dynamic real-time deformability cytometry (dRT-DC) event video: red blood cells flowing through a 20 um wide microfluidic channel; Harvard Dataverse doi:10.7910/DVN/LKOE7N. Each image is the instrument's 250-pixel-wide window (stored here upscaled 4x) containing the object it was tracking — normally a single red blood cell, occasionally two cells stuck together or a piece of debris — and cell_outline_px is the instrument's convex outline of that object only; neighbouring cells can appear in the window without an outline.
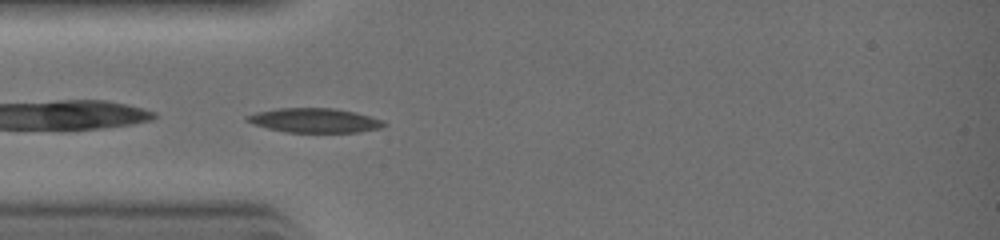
{"species": "common noctule bat (a hibernating species)", "species_latin": "Nyctalus noctula", "temperature_condition": "warm", "stored_images_in_passage": 29, "camera_frame_rate_fps": 3000, "um_per_image_px": 0.085, "animal": {"sex": "female", "body_mass_g": 19.0, "forearm_length_mm": 51.5}, "frame": {"image": 1, "passage_image": 7, "time_ms": 2.0, "image_size_px": [1000, 240], "cell_outline_px": [[388, 124], [384, 128], [356, 132], [284, 132], [252, 124], [244, 120], [244, 116], [256, 112], [276, 108], [336, 108], [356, 112], [384, 120]], "centroid_in_image_um": [26.75, 10.23], "position_along_channel_um": 58.3, "area_um2": 19.77}}
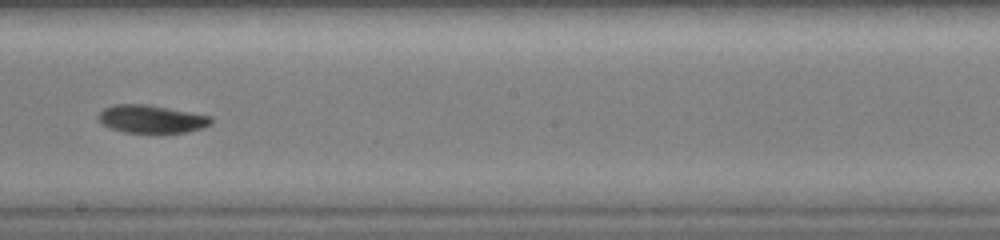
{"frame": {"image": 2, "passage_image": 16, "time_ms": 5.0, "image_size_px": [1000, 240], "cell_outline_px": [[212, 124], [204, 128], [188, 132], [160, 136], [156, 136], [124, 132], [100, 124], [96, 120], [96, 116], [104, 108], [116, 104], [144, 104], [212, 116]], "centroid_in_image_um": [12.87, 10.18], "position_along_channel_um": 235.3, "area_um2": 19.31}}
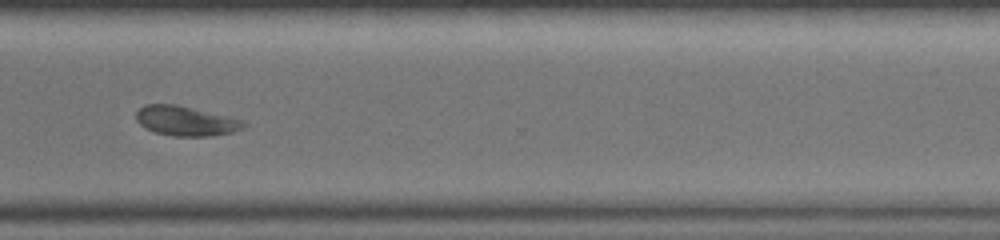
{"frame": {"image": 3, "passage_image": 22, "time_ms": 7.0, "image_size_px": [1000, 240], "cell_outline_px": [[248, 124], [244, 128], [232, 132], [212, 136], [172, 136], [156, 132], [144, 128], [136, 120], [136, 112], [144, 104], [176, 104], [228, 116], [244, 120]], "centroid_in_image_um": [15.8, 10.28], "position_along_channel_um": 354.8, "area_um2": 18.73}}